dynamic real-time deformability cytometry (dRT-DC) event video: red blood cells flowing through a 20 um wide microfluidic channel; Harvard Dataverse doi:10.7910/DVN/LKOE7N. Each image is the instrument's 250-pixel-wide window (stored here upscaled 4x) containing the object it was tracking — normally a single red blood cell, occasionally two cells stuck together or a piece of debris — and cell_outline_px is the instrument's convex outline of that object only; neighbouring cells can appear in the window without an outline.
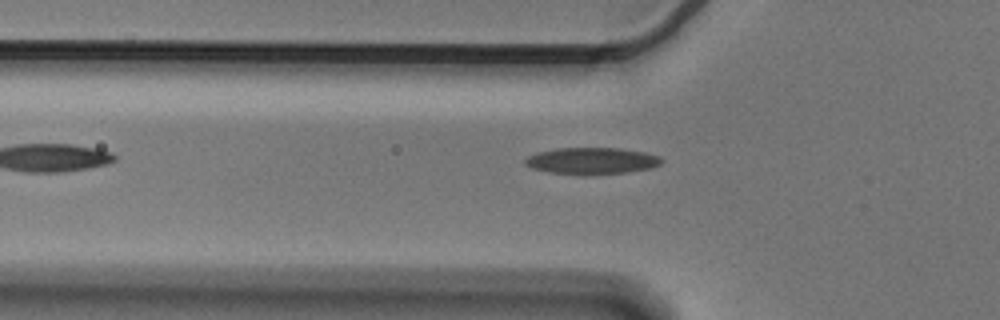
{"species": "Egyptian fruit bat (a non-hibernating species)", "species_latin": "Rousettus aegyptiacus", "temperature_condition": "cold", "stored_images_in_passage": 5, "camera_frame_rate_fps": 3000, "um_per_image_px": 0.085, "animal": {"sex": "male"}, "frame": {"image": 1, "passage_image": 5, "time_ms": 1.333, "image_size_px": [1000, 320], "cell_outline_px": [[664, 160], [660, 164], [652, 168], [624, 172], [552, 172], [532, 168], [524, 164], [524, 160], [528, 156], [536, 152], [556, 148], [620, 148], [644, 152], [660, 156]], "centroid_in_image_um": [50.32, 13.62], "position_along_channel_um": 75.5, "area_um2": 20.35}}